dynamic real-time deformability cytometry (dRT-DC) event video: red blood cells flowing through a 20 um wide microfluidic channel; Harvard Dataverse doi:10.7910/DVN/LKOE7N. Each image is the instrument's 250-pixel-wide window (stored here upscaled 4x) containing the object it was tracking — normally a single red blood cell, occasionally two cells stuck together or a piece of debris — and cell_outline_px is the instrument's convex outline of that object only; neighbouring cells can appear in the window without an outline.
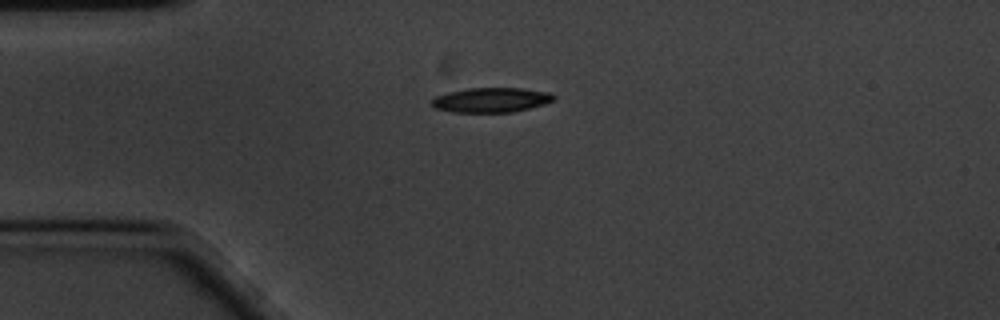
{"species": "common noctule bat (a hibernating species)", "species_latin": "Nyctalus noctula", "temperature_condition": "cold", "stored_images_in_passage": 46, "camera_frame_rate_fps": 3000, "um_per_image_px": 0.085, "animal": {"sex": "male", "body_mass_g": 20.1, "forearm_length_mm": 53.5}, "frame": {"image": 1, "passage_image": 1, "time_ms": 0.0, "image_size_px": [1000, 320], "cell_outline_px": [[556, 100], [544, 104], [512, 112], [452, 112], [436, 108], [428, 104], [436, 96], [448, 92], [468, 88], [520, 88], [548, 92], [556, 96]], "centroid_in_image_um": [41.74, 8.49], "position_along_channel_um": 43.3, "area_um2": 17.57}}
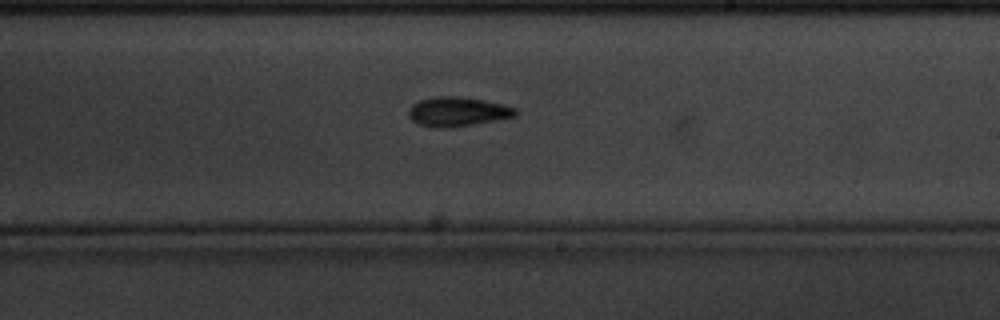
{"frame": {"image": 2, "passage_image": 21, "time_ms": 6.667, "image_size_px": [1000, 320], "cell_outline_px": [[516, 116], [472, 124], [444, 128], [436, 128], [416, 124], [408, 116], [408, 108], [412, 104], [420, 100], [436, 96], [460, 96], [484, 100], [504, 104], [516, 108]], "centroid_in_image_um": [38.84, 9.48], "position_along_channel_um": 250.2, "area_um2": 18.32}}
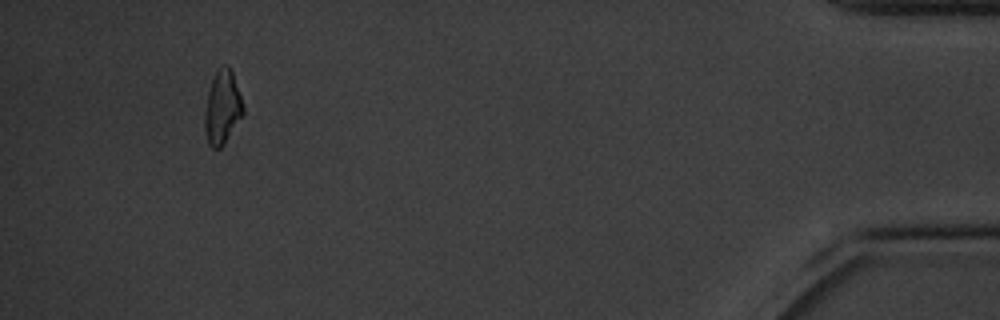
{"frame": {"image": 3, "passage_image": 42, "time_ms": 13.667, "image_size_px": [1000, 320], "cell_outline_px": [[244, 112], [224, 144], [220, 148], [212, 148], [208, 144], [204, 128], [204, 112], [208, 92], [216, 68], [220, 64], [228, 64], [232, 68], [244, 104]], "centroid_in_image_um": [18.9, 9.06], "position_along_channel_um": 416.3, "area_um2": 16.88}, "authors_computed_cell_mechanics": {"area_um2": 17.5423, "velocity_mm_per_s": 3.3703, "shape_relaxation_time_tau1_ms": 2.7097, "shape_relaxation_time_tau2_ms": null, "deformation_change_tau1": 0.1145, "deformation_change_tau2": null}}